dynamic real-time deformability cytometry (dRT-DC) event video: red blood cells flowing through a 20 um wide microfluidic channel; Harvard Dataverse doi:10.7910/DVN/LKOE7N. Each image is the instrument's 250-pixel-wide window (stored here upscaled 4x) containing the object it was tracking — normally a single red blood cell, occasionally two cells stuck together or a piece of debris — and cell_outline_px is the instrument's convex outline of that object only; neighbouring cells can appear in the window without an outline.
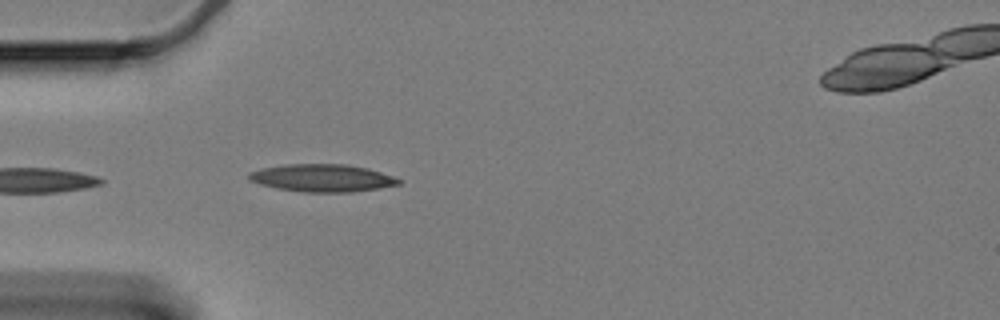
{"species": "Egyptian fruit bat (a non-hibernating species)", "species_latin": "Rousettus aegyptiacus", "temperature_condition": "cold", "stored_images_in_passage": 42, "camera_frame_rate_fps": 3000, "um_per_image_px": 0.085, "animal": {"sex": "female"}, "frame": {"image": 1, "passage_image": 1, "time_ms": 0.0, "image_size_px": [1000, 320], "cell_outline_px": [[404, 180], [400, 184], [380, 188], [352, 192], [304, 192], [276, 188], [260, 184], [248, 180], [248, 172], [260, 168], [284, 164], [344, 164], [368, 168]], "centroid_in_image_um": [27.37, 15.13], "position_along_channel_um": 57.6, "area_um2": 24.22}}
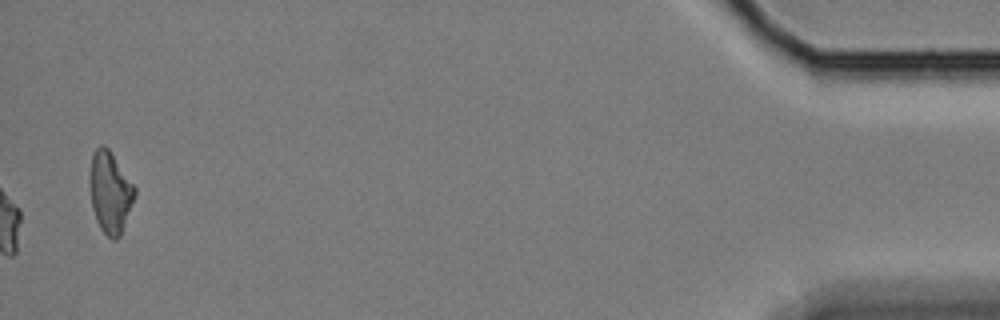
{"frame": {"image": 2, "passage_image": 42, "time_ms": 13.667, "image_size_px": [1000, 320], "cell_outline_px": [[136, 196], [120, 236], [116, 240], [112, 240], [100, 228], [96, 220], [92, 208], [88, 184], [88, 172], [92, 152], [100, 144], [104, 144], [108, 148], [136, 188]], "centroid_in_image_um": [9.33, 16.32], "position_along_channel_um": 425.9, "area_um2": 21.79}, "authors_computed_cell_mechanics": {"area_um2": 19.4208, "velocity_mm_per_s": 3.3085, "shape_relaxation_time_tau1_ms": 7.4668, "shape_relaxation_time_tau2_ms": 3.6797, "deformation_change_tau1": 0.1624, "deformation_change_tau2": 0.0996}}